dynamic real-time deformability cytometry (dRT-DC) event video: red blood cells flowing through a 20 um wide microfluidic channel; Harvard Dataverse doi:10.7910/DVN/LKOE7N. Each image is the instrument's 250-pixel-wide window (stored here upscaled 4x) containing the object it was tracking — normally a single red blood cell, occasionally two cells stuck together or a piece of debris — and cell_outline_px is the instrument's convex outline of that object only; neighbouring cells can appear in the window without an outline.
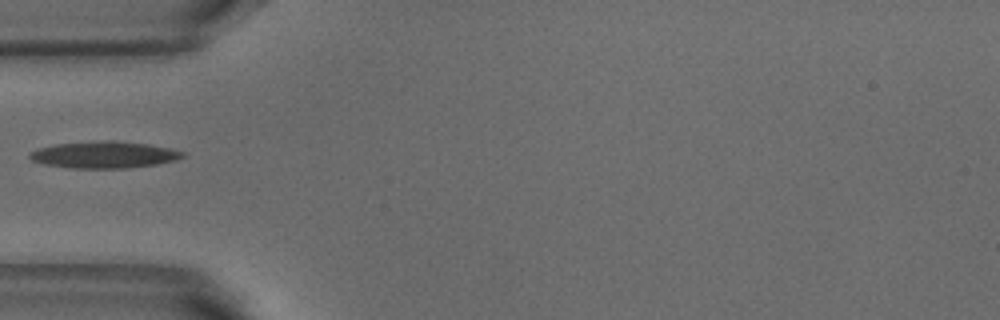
{"species": "common noctule bat (a hibernating species)", "species_latin": "Nyctalus noctula", "temperature_condition": "warm", "stored_images_in_passage": 4, "camera_frame_rate_fps": 3000, "um_per_image_px": 0.085, "animal": {"sex": "male", "body_mass_g": 18.8}, "frame": {"image": 1, "passage_image": 4, "time_ms": 1.0, "image_size_px": [1000, 320], "cell_outline_px": [[184, 156], [176, 160], [156, 164], [128, 168], [72, 168], [44, 164], [32, 160], [28, 156], [28, 152], [36, 148], [56, 144], [104, 140], [112, 140], [148, 144], [172, 148], [184, 152]], "centroid_in_image_um": [8.83, 13.15], "position_along_channel_um": 76.2, "area_um2": 23.93}}